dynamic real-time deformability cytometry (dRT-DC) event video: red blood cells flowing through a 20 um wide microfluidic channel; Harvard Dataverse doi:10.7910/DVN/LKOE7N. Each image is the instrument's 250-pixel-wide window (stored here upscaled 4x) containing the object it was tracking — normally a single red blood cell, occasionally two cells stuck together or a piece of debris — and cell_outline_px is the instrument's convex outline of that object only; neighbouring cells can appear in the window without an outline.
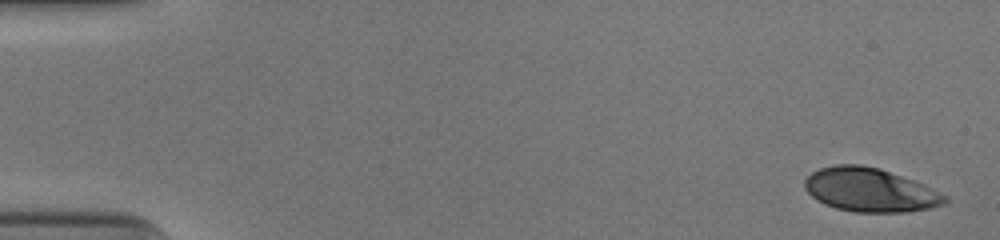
{"species": "human", "species_latin": "Homo sapiens", "temperature_condition": "cold", "stored_images_in_passage": 51, "camera_frame_rate_fps": 3000, "um_per_image_px": 0.085, "donor": {"sex": "male"}, "frame": {"image": 1, "passage_image": 1, "time_ms": 0.0, "image_size_px": [1000, 240], "cell_outline_px": [[948, 200], [944, 204], [932, 208], [908, 212], [852, 212], [836, 208], [824, 204], [816, 200], [804, 188], [804, 180], [812, 172], [820, 168], [836, 164], [860, 164], [880, 168], [924, 184], [948, 196]], "centroid_in_image_um": [73.96, 16.15], "position_along_channel_um": 11.0, "area_um2": 36.01}}
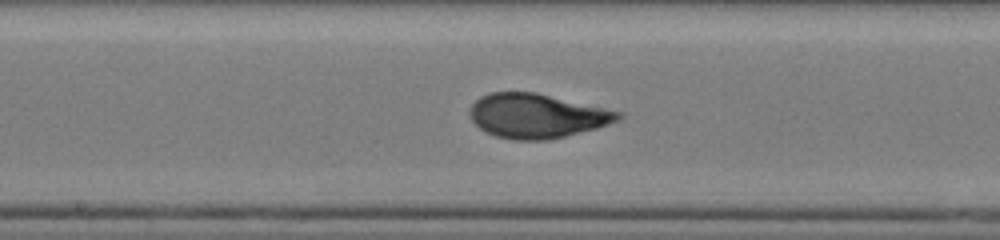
{"frame": {"image": 2, "passage_image": 27, "time_ms": 8.667, "image_size_px": [1000, 240], "cell_outline_px": [[624, 116], [620, 120], [596, 128], [548, 140], [516, 140], [496, 136], [484, 132], [472, 120], [472, 104], [480, 96], [488, 92], [536, 92], [624, 112]], "centroid_in_image_um": [45.67, 9.84], "position_along_channel_um": 202.5, "area_um2": 38.26}}
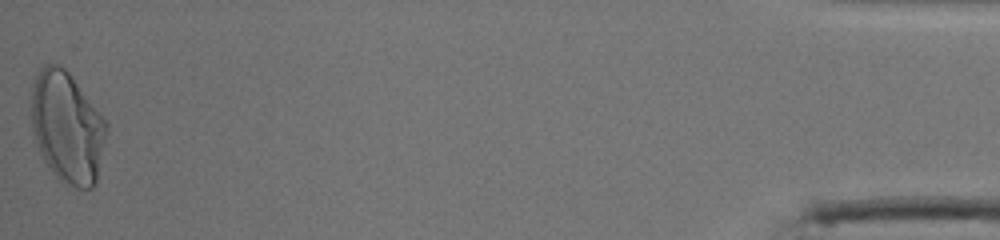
{"frame": {"image": 3, "passage_image": 51, "time_ms": 16.667, "image_size_px": [1000, 240], "cell_outline_px": [[108, 128], [96, 184], [92, 188], [76, 188], [60, 180], [48, 168], [44, 160], [36, 140], [32, 128], [32, 84], [40, 68], [44, 64], [56, 64], [64, 68], [68, 72], [108, 124]], "centroid_in_image_um": [5.72, 10.84], "position_along_channel_um": 429.5, "area_um2": 48.26}, "authors_computed_cell_mechanics": {"area_um2": 37.859, "velocity_mm_per_s": 3.9573, "shape_relaxation_time_tau1_ms": 4.4934, "shape_relaxation_time_tau2_ms": null, "deformation_change_tau1": 0.1933, "deformation_change_tau2": null}}